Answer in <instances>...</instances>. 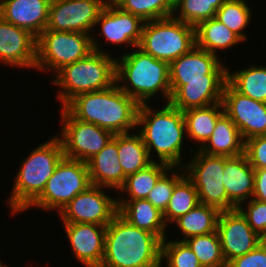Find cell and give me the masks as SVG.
<instances>
[{"instance_id": "1", "label": "cell", "mask_w": 266, "mask_h": 267, "mask_svg": "<svg viewBox=\"0 0 266 267\" xmlns=\"http://www.w3.org/2000/svg\"><path fill=\"white\" fill-rule=\"evenodd\" d=\"M153 105L155 103L152 106L150 103L139 104L136 130L152 161L165 163L170 167H183L185 161L182 160L187 155L183 154L186 149L184 145L188 144L184 142L187 137L183 111L165 101L161 108Z\"/></svg>"}, {"instance_id": "2", "label": "cell", "mask_w": 266, "mask_h": 267, "mask_svg": "<svg viewBox=\"0 0 266 267\" xmlns=\"http://www.w3.org/2000/svg\"><path fill=\"white\" fill-rule=\"evenodd\" d=\"M138 107L117 83L104 90L79 94L64 106L74 118L114 135L136 130Z\"/></svg>"}, {"instance_id": "3", "label": "cell", "mask_w": 266, "mask_h": 267, "mask_svg": "<svg viewBox=\"0 0 266 267\" xmlns=\"http://www.w3.org/2000/svg\"><path fill=\"white\" fill-rule=\"evenodd\" d=\"M126 52L116 57L119 88L138 104H152L153 98H159L160 94L168 103L171 97L169 64L155 59L138 46Z\"/></svg>"}, {"instance_id": "4", "label": "cell", "mask_w": 266, "mask_h": 267, "mask_svg": "<svg viewBox=\"0 0 266 267\" xmlns=\"http://www.w3.org/2000/svg\"><path fill=\"white\" fill-rule=\"evenodd\" d=\"M162 241L117 213L106 226L105 252L100 267H161Z\"/></svg>"}, {"instance_id": "5", "label": "cell", "mask_w": 266, "mask_h": 267, "mask_svg": "<svg viewBox=\"0 0 266 267\" xmlns=\"http://www.w3.org/2000/svg\"><path fill=\"white\" fill-rule=\"evenodd\" d=\"M32 148L13 178L11 193L7 196V205L12 214L23 211L43 192L48 179L54 173L58 163L64 158L63 145L55 135Z\"/></svg>"}, {"instance_id": "6", "label": "cell", "mask_w": 266, "mask_h": 267, "mask_svg": "<svg viewBox=\"0 0 266 267\" xmlns=\"http://www.w3.org/2000/svg\"><path fill=\"white\" fill-rule=\"evenodd\" d=\"M115 55L92 51L86 58L58 70L50 82L58 87L56 98L61 105L59 108L79 94L113 86L116 83Z\"/></svg>"}, {"instance_id": "7", "label": "cell", "mask_w": 266, "mask_h": 267, "mask_svg": "<svg viewBox=\"0 0 266 267\" xmlns=\"http://www.w3.org/2000/svg\"><path fill=\"white\" fill-rule=\"evenodd\" d=\"M195 45V27L171 16L144 22L138 47L170 64Z\"/></svg>"}, {"instance_id": "8", "label": "cell", "mask_w": 266, "mask_h": 267, "mask_svg": "<svg viewBox=\"0 0 266 267\" xmlns=\"http://www.w3.org/2000/svg\"><path fill=\"white\" fill-rule=\"evenodd\" d=\"M88 165L64 157L48 179L43 192L23 211L38 208L57 214L79 193L91 186Z\"/></svg>"}, {"instance_id": "9", "label": "cell", "mask_w": 266, "mask_h": 267, "mask_svg": "<svg viewBox=\"0 0 266 267\" xmlns=\"http://www.w3.org/2000/svg\"><path fill=\"white\" fill-rule=\"evenodd\" d=\"M193 157L183 166L185 175L193 182L199 203L218 209L220 212L236 209L228 199L223 184L224 156L209 155L190 147Z\"/></svg>"}, {"instance_id": "10", "label": "cell", "mask_w": 266, "mask_h": 267, "mask_svg": "<svg viewBox=\"0 0 266 267\" xmlns=\"http://www.w3.org/2000/svg\"><path fill=\"white\" fill-rule=\"evenodd\" d=\"M92 51L91 34L45 29L37 37L35 70L53 72V75L63 66L86 58Z\"/></svg>"}, {"instance_id": "11", "label": "cell", "mask_w": 266, "mask_h": 267, "mask_svg": "<svg viewBox=\"0 0 266 267\" xmlns=\"http://www.w3.org/2000/svg\"><path fill=\"white\" fill-rule=\"evenodd\" d=\"M59 111L61 130L56 136L63 145L64 157L87 163L113 138L110 131L74 118L64 107Z\"/></svg>"}, {"instance_id": "12", "label": "cell", "mask_w": 266, "mask_h": 267, "mask_svg": "<svg viewBox=\"0 0 266 267\" xmlns=\"http://www.w3.org/2000/svg\"><path fill=\"white\" fill-rule=\"evenodd\" d=\"M143 24L144 21L139 17L124 12L117 6H104L94 26V29L99 32L97 33V37L99 38L96 37L95 32L91 34L93 51L109 54V51L103 49L102 42L100 43L99 41L100 38H103L102 40L110 46L112 44L113 47L114 45L116 47L122 45V52L116 56L121 55V53L124 54L125 52L123 50L125 48L129 49L130 47V49H133L139 46Z\"/></svg>"}, {"instance_id": "13", "label": "cell", "mask_w": 266, "mask_h": 267, "mask_svg": "<svg viewBox=\"0 0 266 267\" xmlns=\"http://www.w3.org/2000/svg\"><path fill=\"white\" fill-rule=\"evenodd\" d=\"M108 188L89 186L77 194L59 213L62 223H85L107 226L118 213L117 198Z\"/></svg>"}, {"instance_id": "14", "label": "cell", "mask_w": 266, "mask_h": 267, "mask_svg": "<svg viewBox=\"0 0 266 267\" xmlns=\"http://www.w3.org/2000/svg\"><path fill=\"white\" fill-rule=\"evenodd\" d=\"M228 65L215 54L200 49L196 45L169 64L171 95L185 81L227 80Z\"/></svg>"}, {"instance_id": "15", "label": "cell", "mask_w": 266, "mask_h": 267, "mask_svg": "<svg viewBox=\"0 0 266 267\" xmlns=\"http://www.w3.org/2000/svg\"><path fill=\"white\" fill-rule=\"evenodd\" d=\"M103 8L102 0H52L46 30L92 34Z\"/></svg>"}, {"instance_id": "16", "label": "cell", "mask_w": 266, "mask_h": 267, "mask_svg": "<svg viewBox=\"0 0 266 267\" xmlns=\"http://www.w3.org/2000/svg\"><path fill=\"white\" fill-rule=\"evenodd\" d=\"M221 103L224 113L239 129L244 141L266 135V103L241 94L228 81Z\"/></svg>"}, {"instance_id": "17", "label": "cell", "mask_w": 266, "mask_h": 267, "mask_svg": "<svg viewBox=\"0 0 266 267\" xmlns=\"http://www.w3.org/2000/svg\"><path fill=\"white\" fill-rule=\"evenodd\" d=\"M217 232L226 263L249 253L263 242V238L252 230L237 208L220 212Z\"/></svg>"}, {"instance_id": "18", "label": "cell", "mask_w": 266, "mask_h": 267, "mask_svg": "<svg viewBox=\"0 0 266 267\" xmlns=\"http://www.w3.org/2000/svg\"><path fill=\"white\" fill-rule=\"evenodd\" d=\"M37 37L0 16V63L16 69L35 70Z\"/></svg>"}, {"instance_id": "19", "label": "cell", "mask_w": 266, "mask_h": 267, "mask_svg": "<svg viewBox=\"0 0 266 267\" xmlns=\"http://www.w3.org/2000/svg\"><path fill=\"white\" fill-rule=\"evenodd\" d=\"M74 260L84 267H100L105 252L106 226L62 223Z\"/></svg>"}, {"instance_id": "20", "label": "cell", "mask_w": 266, "mask_h": 267, "mask_svg": "<svg viewBox=\"0 0 266 267\" xmlns=\"http://www.w3.org/2000/svg\"><path fill=\"white\" fill-rule=\"evenodd\" d=\"M50 2V0H6L0 8V16L38 37L46 29Z\"/></svg>"}, {"instance_id": "21", "label": "cell", "mask_w": 266, "mask_h": 267, "mask_svg": "<svg viewBox=\"0 0 266 267\" xmlns=\"http://www.w3.org/2000/svg\"><path fill=\"white\" fill-rule=\"evenodd\" d=\"M92 185L118 191L126 179L118 159L117 134L87 162Z\"/></svg>"}, {"instance_id": "22", "label": "cell", "mask_w": 266, "mask_h": 267, "mask_svg": "<svg viewBox=\"0 0 266 267\" xmlns=\"http://www.w3.org/2000/svg\"><path fill=\"white\" fill-rule=\"evenodd\" d=\"M223 184L228 199L238 207L252 198L254 192V168L245 154L224 156Z\"/></svg>"}, {"instance_id": "23", "label": "cell", "mask_w": 266, "mask_h": 267, "mask_svg": "<svg viewBox=\"0 0 266 267\" xmlns=\"http://www.w3.org/2000/svg\"><path fill=\"white\" fill-rule=\"evenodd\" d=\"M226 82L227 80L185 81L171 95L169 103L181 111L221 103Z\"/></svg>"}, {"instance_id": "24", "label": "cell", "mask_w": 266, "mask_h": 267, "mask_svg": "<svg viewBox=\"0 0 266 267\" xmlns=\"http://www.w3.org/2000/svg\"><path fill=\"white\" fill-rule=\"evenodd\" d=\"M117 206L118 213L133 226L155 234L161 241L168 236L163 213L147 199L117 200Z\"/></svg>"}, {"instance_id": "25", "label": "cell", "mask_w": 266, "mask_h": 267, "mask_svg": "<svg viewBox=\"0 0 266 267\" xmlns=\"http://www.w3.org/2000/svg\"><path fill=\"white\" fill-rule=\"evenodd\" d=\"M245 141L233 121L224 113L216 122L214 131L199 149L209 155L236 157L244 154Z\"/></svg>"}, {"instance_id": "26", "label": "cell", "mask_w": 266, "mask_h": 267, "mask_svg": "<svg viewBox=\"0 0 266 267\" xmlns=\"http://www.w3.org/2000/svg\"><path fill=\"white\" fill-rule=\"evenodd\" d=\"M195 39L197 47L220 58L222 52L226 53L227 49L244 42L216 17L202 21L195 27Z\"/></svg>"}, {"instance_id": "27", "label": "cell", "mask_w": 266, "mask_h": 267, "mask_svg": "<svg viewBox=\"0 0 266 267\" xmlns=\"http://www.w3.org/2000/svg\"><path fill=\"white\" fill-rule=\"evenodd\" d=\"M223 114L222 103L184 110L187 142L194 141L193 143L198 145L196 149H200L212 135L217 120Z\"/></svg>"}, {"instance_id": "28", "label": "cell", "mask_w": 266, "mask_h": 267, "mask_svg": "<svg viewBox=\"0 0 266 267\" xmlns=\"http://www.w3.org/2000/svg\"><path fill=\"white\" fill-rule=\"evenodd\" d=\"M219 215L220 211L218 209L206 204L199 203L188 213L180 216L173 222L176 226L173 227L178 228L176 234L179 233L178 236H183L178 237V239L176 238V240L185 241L186 239L193 236L213 233L217 231Z\"/></svg>"}, {"instance_id": "29", "label": "cell", "mask_w": 266, "mask_h": 267, "mask_svg": "<svg viewBox=\"0 0 266 267\" xmlns=\"http://www.w3.org/2000/svg\"><path fill=\"white\" fill-rule=\"evenodd\" d=\"M169 168L165 163L153 161L147 167L126 176L124 184L117 191V200L146 199L156 182Z\"/></svg>"}, {"instance_id": "30", "label": "cell", "mask_w": 266, "mask_h": 267, "mask_svg": "<svg viewBox=\"0 0 266 267\" xmlns=\"http://www.w3.org/2000/svg\"><path fill=\"white\" fill-rule=\"evenodd\" d=\"M118 159L123 173L128 176L147 167L153 161L141 135L135 130L117 134Z\"/></svg>"}, {"instance_id": "31", "label": "cell", "mask_w": 266, "mask_h": 267, "mask_svg": "<svg viewBox=\"0 0 266 267\" xmlns=\"http://www.w3.org/2000/svg\"><path fill=\"white\" fill-rule=\"evenodd\" d=\"M266 64L257 63L227 71V81L241 94L266 103Z\"/></svg>"}, {"instance_id": "32", "label": "cell", "mask_w": 266, "mask_h": 267, "mask_svg": "<svg viewBox=\"0 0 266 267\" xmlns=\"http://www.w3.org/2000/svg\"><path fill=\"white\" fill-rule=\"evenodd\" d=\"M199 204L198 193L193 182L184 175L176 184L166 210L163 212L165 223L170 228L173 222Z\"/></svg>"}, {"instance_id": "33", "label": "cell", "mask_w": 266, "mask_h": 267, "mask_svg": "<svg viewBox=\"0 0 266 267\" xmlns=\"http://www.w3.org/2000/svg\"><path fill=\"white\" fill-rule=\"evenodd\" d=\"M252 11L246 0H226L215 17L246 42L249 34L245 30L251 24Z\"/></svg>"}, {"instance_id": "34", "label": "cell", "mask_w": 266, "mask_h": 267, "mask_svg": "<svg viewBox=\"0 0 266 267\" xmlns=\"http://www.w3.org/2000/svg\"><path fill=\"white\" fill-rule=\"evenodd\" d=\"M226 0H175L173 17L196 27L200 22L216 16Z\"/></svg>"}, {"instance_id": "35", "label": "cell", "mask_w": 266, "mask_h": 267, "mask_svg": "<svg viewBox=\"0 0 266 267\" xmlns=\"http://www.w3.org/2000/svg\"><path fill=\"white\" fill-rule=\"evenodd\" d=\"M198 258L202 267H227L217 231L193 236L184 241Z\"/></svg>"}, {"instance_id": "36", "label": "cell", "mask_w": 266, "mask_h": 267, "mask_svg": "<svg viewBox=\"0 0 266 267\" xmlns=\"http://www.w3.org/2000/svg\"><path fill=\"white\" fill-rule=\"evenodd\" d=\"M117 7L148 22L171 17L174 12V0H122Z\"/></svg>"}, {"instance_id": "37", "label": "cell", "mask_w": 266, "mask_h": 267, "mask_svg": "<svg viewBox=\"0 0 266 267\" xmlns=\"http://www.w3.org/2000/svg\"><path fill=\"white\" fill-rule=\"evenodd\" d=\"M161 243V267H202L198 258L184 241L170 240ZM164 263V264H163Z\"/></svg>"}, {"instance_id": "38", "label": "cell", "mask_w": 266, "mask_h": 267, "mask_svg": "<svg viewBox=\"0 0 266 267\" xmlns=\"http://www.w3.org/2000/svg\"><path fill=\"white\" fill-rule=\"evenodd\" d=\"M185 175L183 167H170L149 192L147 200L162 213L166 210L175 184Z\"/></svg>"}, {"instance_id": "39", "label": "cell", "mask_w": 266, "mask_h": 267, "mask_svg": "<svg viewBox=\"0 0 266 267\" xmlns=\"http://www.w3.org/2000/svg\"><path fill=\"white\" fill-rule=\"evenodd\" d=\"M237 209L245 217L247 223L253 231L258 233L262 238L266 237V203L250 199L243 202Z\"/></svg>"}, {"instance_id": "40", "label": "cell", "mask_w": 266, "mask_h": 267, "mask_svg": "<svg viewBox=\"0 0 266 267\" xmlns=\"http://www.w3.org/2000/svg\"><path fill=\"white\" fill-rule=\"evenodd\" d=\"M244 154L254 169L266 168V135L247 139Z\"/></svg>"}, {"instance_id": "41", "label": "cell", "mask_w": 266, "mask_h": 267, "mask_svg": "<svg viewBox=\"0 0 266 267\" xmlns=\"http://www.w3.org/2000/svg\"><path fill=\"white\" fill-rule=\"evenodd\" d=\"M227 267H266V243L263 241L249 253L230 260Z\"/></svg>"}, {"instance_id": "42", "label": "cell", "mask_w": 266, "mask_h": 267, "mask_svg": "<svg viewBox=\"0 0 266 267\" xmlns=\"http://www.w3.org/2000/svg\"><path fill=\"white\" fill-rule=\"evenodd\" d=\"M254 183L252 199L266 203V168L254 169Z\"/></svg>"}, {"instance_id": "43", "label": "cell", "mask_w": 266, "mask_h": 267, "mask_svg": "<svg viewBox=\"0 0 266 267\" xmlns=\"http://www.w3.org/2000/svg\"><path fill=\"white\" fill-rule=\"evenodd\" d=\"M122 0H102L104 6H117Z\"/></svg>"}, {"instance_id": "44", "label": "cell", "mask_w": 266, "mask_h": 267, "mask_svg": "<svg viewBox=\"0 0 266 267\" xmlns=\"http://www.w3.org/2000/svg\"><path fill=\"white\" fill-rule=\"evenodd\" d=\"M0 267H9V265H6V263L4 264V263L1 261V257H0Z\"/></svg>"}, {"instance_id": "45", "label": "cell", "mask_w": 266, "mask_h": 267, "mask_svg": "<svg viewBox=\"0 0 266 267\" xmlns=\"http://www.w3.org/2000/svg\"><path fill=\"white\" fill-rule=\"evenodd\" d=\"M6 2V0H0V8L3 6V4Z\"/></svg>"}]
</instances>
